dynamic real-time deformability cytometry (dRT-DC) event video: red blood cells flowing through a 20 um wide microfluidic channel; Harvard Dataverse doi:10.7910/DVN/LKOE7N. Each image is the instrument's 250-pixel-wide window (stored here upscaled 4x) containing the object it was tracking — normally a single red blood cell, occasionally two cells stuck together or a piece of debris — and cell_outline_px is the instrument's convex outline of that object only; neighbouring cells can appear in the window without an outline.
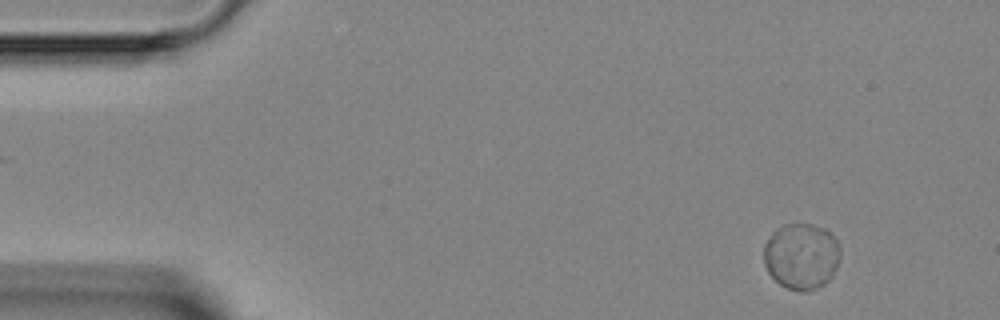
{"species": "Egyptian fruit bat (a non-hibernating species)", "species_latin": "Rousettus aegyptiacus", "temperature_condition": "room temperature", "stored_images_in_passage": 4, "camera_frame_rate_fps": 3000, "um_per_image_px": 0.085, "animal": {"sex": "female"}, "frame": {"image": 1, "passage_image": 1, "time_ms": 0.0, "image_size_px": [1000, 320], "cell_outline_px": [[840, 256], [836, 268], [832, 276], [824, 284], [808, 292], [800, 292], [788, 288], [780, 284], [768, 272], [764, 264], [764, 244], [768, 236], [772, 232], [784, 224], [812, 224], [824, 228], [836, 240], [840, 248]], "centroid_in_image_um": [68.11, 21.78], "position_along_channel_um": 16.9, "area_um2": 29.59}}
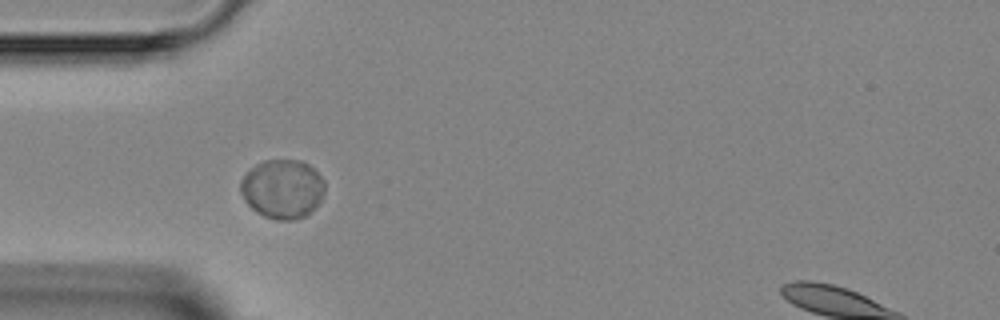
{"frame": {"image": 2, "passage_image": 3, "time_ms": 3.333, "image_size_px": [1000, 320], "cell_outline_px": [[324, 192], [320, 200], [304, 216], [292, 220], [276, 220], [264, 216], [256, 212], [244, 200], [240, 192], [240, 180], [256, 164], [264, 160], [300, 160], [308, 164], [324, 180]], "centroid_in_image_um": [23.98, 16.05], "position_along_channel_um": 61.0, "area_um2": 28.73}}
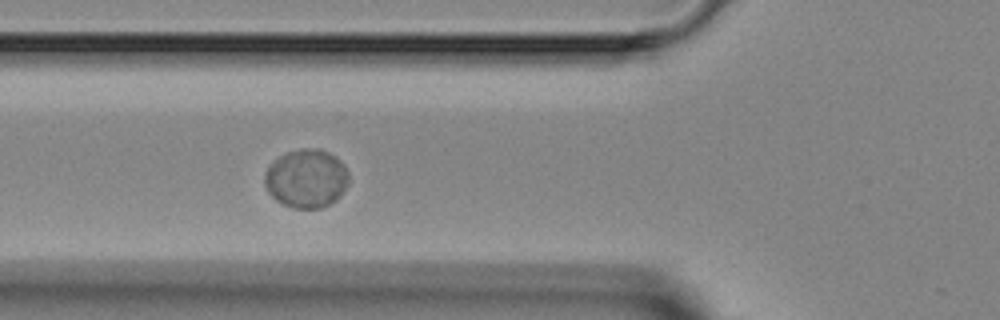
{"frame": {"image": 3, "passage_image": 4, "time_ms": 4.333, "image_size_px": [1000, 320], "cell_outline_px": [[348, 184], [336, 200], [320, 208], [292, 208], [276, 200], [268, 192], [264, 184], [264, 176], [268, 168], [280, 156], [288, 152], [300, 148], [320, 148], [328, 152], [344, 164], [348, 172]], "centroid_in_image_um": [26.04, 15.17], "position_along_channel_um": 99.8, "area_um2": 28.55}}